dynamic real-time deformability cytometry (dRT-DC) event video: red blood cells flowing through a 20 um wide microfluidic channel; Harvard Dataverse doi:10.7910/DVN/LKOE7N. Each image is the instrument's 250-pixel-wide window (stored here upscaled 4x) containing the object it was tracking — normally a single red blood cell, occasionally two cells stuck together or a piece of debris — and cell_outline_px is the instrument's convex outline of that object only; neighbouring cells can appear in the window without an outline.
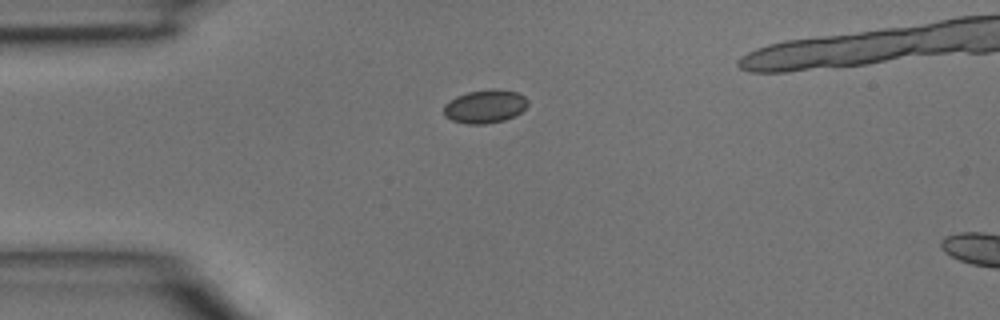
{"species": "common noctule bat (a hibernating species)", "species_latin": "Nyctalus noctula", "temperature_condition": "room temperature", "stored_images_in_passage": 5, "camera_frame_rate_fps": 3000, "um_per_image_px": 0.085, "animal": {"sex": "male", "body_mass_g": 15.6}, "frame": {"image": 1, "passage_image": 5, "time_ms": 1.333, "image_size_px": [1000, 320], "cell_outline_px": [[528, 104], [516, 116], [504, 120], [484, 124], [468, 124], [452, 120], [444, 116], [444, 104], [456, 96], [468, 92], [492, 88], [516, 92], [524, 96], [528, 100]], "centroid_in_image_um": [41.22, 9.04], "position_along_channel_um": 43.8, "area_um2": 16.36}}